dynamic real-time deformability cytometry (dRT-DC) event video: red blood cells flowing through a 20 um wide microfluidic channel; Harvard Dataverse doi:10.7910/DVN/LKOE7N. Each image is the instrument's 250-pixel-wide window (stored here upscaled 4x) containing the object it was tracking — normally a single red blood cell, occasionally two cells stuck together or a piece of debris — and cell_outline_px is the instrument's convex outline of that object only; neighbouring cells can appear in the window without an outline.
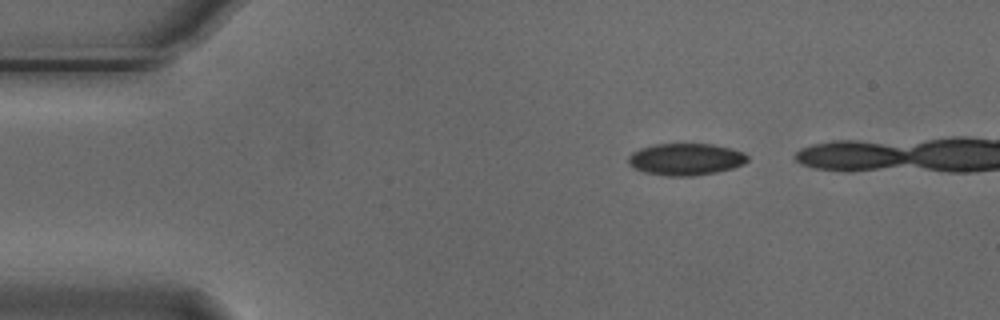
{"species": "Egyptian fruit bat (a non-hibernating species)", "species_latin": "Rousettus aegyptiacus", "temperature_condition": "cold", "stored_images_in_passage": 6, "camera_frame_rate_fps": 3000, "um_per_image_px": 0.085, "animal": {"sex": "male"}, "frame": {"image": 1, "passage_image": 1, "time_ms": 0.0, "image_size_px": [1000, 320], "cell_outline_px": [[748, 160], [744, 164], [732, 168], [716, 172], [696, 176], [664, 176], [644, 172], [632, 168], [628, 164], [628, 156], [632, 152], [640, 148], [652, 144], [712, 144], [732, 148], [744, 152], [748, 156]], "centroid_in_image_um": [58.27, 13.54], "position_along_channel_um": 26.7, "area_um2": 22.48}}